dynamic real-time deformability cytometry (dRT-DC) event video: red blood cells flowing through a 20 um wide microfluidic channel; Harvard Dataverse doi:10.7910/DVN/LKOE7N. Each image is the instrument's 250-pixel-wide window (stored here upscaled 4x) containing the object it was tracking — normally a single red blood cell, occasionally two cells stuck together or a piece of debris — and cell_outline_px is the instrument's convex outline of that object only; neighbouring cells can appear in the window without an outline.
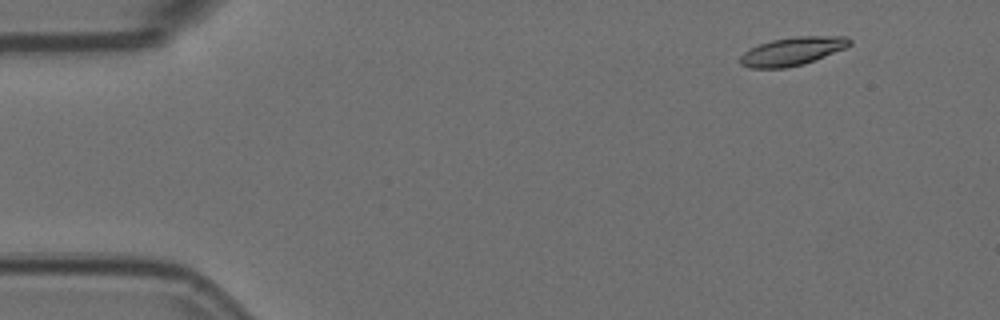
{"species": "Egyptian fruit bat (a non-hibernating species)", "species_latin": "Rousettus aegyptiacus", "temperature_condition": "room temperature", "stored_images_in_passage": 5, "camera_frame_rate_fps": 3000, "um_per_image_px": 0.085, "animal": {"sex": "female"}, "frame": {"image": 1, "passage_image": 2, "time_ms": 0.333, "image_size_px": [1000, 320], "cell_outline_px": [[852, 44], [844, 48], [804, 64], [784, 68], [748, 68], [740, 64], [740, 56], [744, 52], [760, 44], [772, 40], [796, 36], [848, 36], [852, 40]], "centroid_in_image_um": [67.36, 4.35], "position_along_channel_um": 17.6, "area_um2": 17.92}}
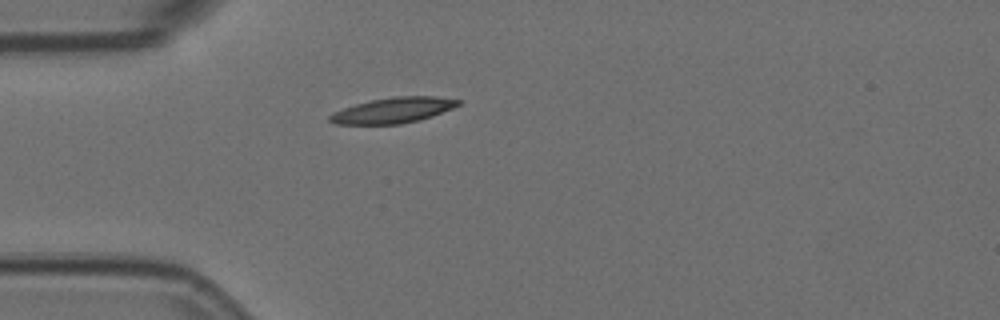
{"frame": {"image": 2, "passage_image": 5, "time_ms": 1.333, "image_size_px": [1000, 320], "cell_outline_px": [[460, 104], [452, 108], [432, 116], [420, 120], [400, 124], [336, 124], [328, 120], [328, 116], [332, 112], [356, 104], [372, 100], [392, 96], [436, 96], [460, 100]], "centroid_in_image_um": [33.4, 9.37], "position_along_channel_um": 51.6, "area_um2": 19.07}}